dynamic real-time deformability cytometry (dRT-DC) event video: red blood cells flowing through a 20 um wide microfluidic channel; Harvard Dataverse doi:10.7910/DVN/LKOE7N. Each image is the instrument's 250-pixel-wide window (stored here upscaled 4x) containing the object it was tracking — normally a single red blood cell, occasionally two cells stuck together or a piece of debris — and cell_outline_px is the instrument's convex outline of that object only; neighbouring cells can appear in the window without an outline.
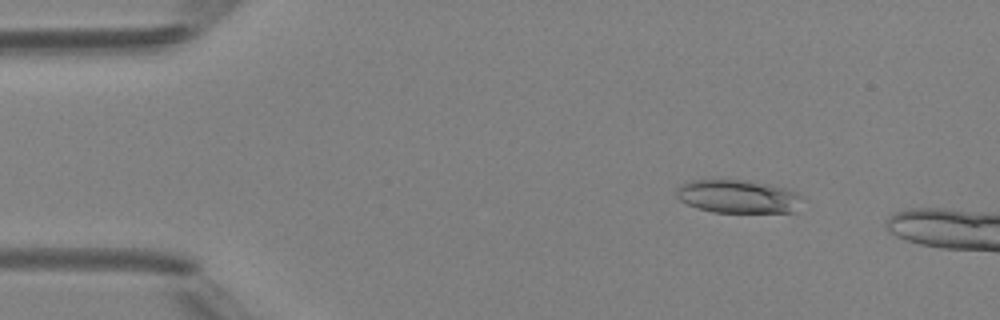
{"species": "Egyptian fruit bat (a non-hibernating species)", "species_latin": "Rousettus aegyptiacus", "temperature_condition": "room temperature", "stored_images_in_passage": 3, "camera_frame_rate_fps": 3000, "um_per_image_px": 0.085, "animal": {"sex": "female"}, "frame": {"image": 1, "passage_image": 2, "time_ms": 1.0, "image_size_px": [1000, 320], "cell_outline_px": [[804, 196], [796, 212], [712, 212], [696, 208], [680, 200], [676, 196], [676, 188], [680, 184], [692, 180], [748, 180], [768, 184], [784, 188], [796, 192]], "centroid_in_image_um": [62.73, 16.7], "position_along_channel_um": 22.3, "area_um2": 24.57}}